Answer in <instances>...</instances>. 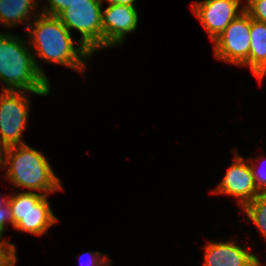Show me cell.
Returning <instances> with one entry per match:
<instances>
[{"mask_svg":"<svg viewBox=\"0 0 266 266\" xmlns=\"http://www.w3.org/2000/svg\"><path fill=\"white\" fill-rule=\"evenodd\" d=\"M34 22L26 25L29 45L38 52L37 56L45 62H54L84 74V62L92 53L83 45L73 46L71 32L63 25L57 16L38 12ZM36 48V49H35Z\"/></svg>","mask_w":266,"mask_h":266,"instance_id":"1","label":"cell"},{"mask_svg":"<svg viewBox=\"0 0 266 266\" xmlns=\"http://www.w3.org/2000/svg\"><path fill=\"white\" fill-rule=\"evenodd\" d=\"M23 40L0 33V79L6 84L2 91H28L46 96L50 93L49 79Z\"/></svg>","mask_w":266,"mask_h":266,"instance_id":"2","label":"cell"},{"mask_svg":"<svg viewBox=\"0 0 266 266\" xmlns=\"http://www.w3.org/2000/svg\"><path fill=\"white\" fill-rule=\"evenodd\" d=\"M4 169L7 170L6 177L17 189L25 187L43 195L62 189L47 158L27 144L6 148Z\"/></svg>","mask_w":266,"mask_h":266,"instance_id":"3","label":"cell"},{"mask_svg":"<svg viewBox=\"0 0 266 266\" xmlns=\"http://www.w3.org/2000/svg\"><path fill=\"white\" fill-rule=\"evenodd\" d=\"M8 205L13 217V228L34 235L44 234L58 218L53 214L47 195L33 191L9 196Z\"/></svg>","mask_w":266,"mask_h":266,"instance_id":"4","label":"cell"},{"mask_svg":"<svg viewBox=\"0 0 266 266\" xmlns=\"http://www.w3.org/2000/svg\"><path fill=\"white\" fill-rule=\"evenodd\" d=\"M102 3L76 1L57 16L70 32L78 30L82 35L78 43L92 54L102 48Z\"/></svg>","mask_w":266,"mask_h":266,"instance_id":"5","label":"cell"},{"mask_svg":"<svg viewBox=\"0 0 266 266\" xmlns=\"http://www.w3.org/2000/svg\"><path fill=\"white\" fill-rule=\"evenodd\" d=\"M24 91L0 93V143L5 147L26 144L23 130L29 116L30 100Z\"/></svg>","mask_w":266,"mask_h":266,"instance_id":"6","label":"cell"},{"mask_svg":"<svg viewBox=\"0 0 266 266\" xmlns=\"http://www.w3.org/2000/svg\"><path fill=\"white\" fill-rule=\"evenodd\" d=\"M251 18L243 10L214 42V55L230 64L249 66Z\"/></svg>","mask_w":266,"mask_h":266,"instance_id":"7","label":"cell"},{"mask_svg":"<svg viewBox=\"0 0 266 266\" xmlns=\"http://www.w3.org/2000/svg\"><path fill=\"white\" fill-rule=\"evenodd\" d=\"M233 161L220 184L211 193L234 196L243 208L261 192L255 184L250 163H246L247 161L236 153Z\"/></svg>","mask_w":266,"mask_h":266,"instance_id":"8","label":"cell"},{"mask_svg":"<svg viewBox=\"0 0 266 266\" xmlns=\"http://www.w3.org/2000/svg\"><path fill=\"white\" fill-rule=\"evenodd\" d=\"M242 0H203L192 4V10L215 41L224 29L244 10H239ZM240 12H239V11ZM239 12V13H238Z\"/></svg>","mask_w":266,"mask_h":266,"instance_id":"9","label":"cell"},{"mask_svg":"<svg viewBox=\"0 0 266 266\" xmlns=\"http://www.w3.org/2000/svg\"><path fill=\"white\" fill-rule=\"evenodd\" d=\"M137 25L136 7L108 4L102 10V49L120 45L126 35L136 30Z\"/></svg>","mask_w":266,"mask_h":266,"instance_id":"10","label":"cell"},{"mask_svg":"<svg viewBox=\"0 0 266 266\" xmlns=\"http://www.w3.org/2000/svg\"><path fill=\"white\" fill-rule=\"evenodd\" d=\"M203 266H252L254 254L234 241H210L204 248ZM249 250V251H248Z\"/></svg>","mask_w":266,"mask_h":266,"instance_id":"11","label":"cell"},{"mask_svg":"<svg viewBox=\"0 0 266 266\" xmlns=\"http://www.w3.org/2000/svg\"><path fill=\"white\" fill-rule=\"evenodd\" d=\"M249 67L260 81L266 75V23L251 18Z\"/></svg>","mask_w":266,"mask_h":266,"instance_id":"12","label":"cell"},{"mask_svg":"<svg viewBox=\"0 0 266 266\" xmlns=\"http://www.w3.org/2000/svg\"><path fill=\"white\" fill-rule=\"evenodd\" d=\"M35 7L36 0H0V23L7 28L21 24L22 21L24 23L25 20L30 24L29 17L37 16L35 12H32Z\"/></svg>","mask_w":266,"mask_h":266,"instance_id":"13","label":"cell"},{"mask_svg":"<svg viewBox=\"0 0 266 266\" xmlns=\"http://www.w3.org/2000/svg\"><path fill=\"white\" fill-rule=\"evenodd\" d=\"M243 209L266 239V194L260 193L255 199L247 203Z\"/></svg>","mask_w":266,"mask_h":266,"instance_id":"14","label":"cell"},{"mask_svg":"<svg viewBox=\"0 0 266 266\" xmlns=\"http://www.w3.org/2000/svg\"><path fill=\"white\" fill-rule=\"evenodd\" d=\"M244 10L250 18L266 23V0H247Z\"/></svg>","mask_w":266,"mask_h":266,"instance_id":"15","label":"cell"},{"mask_svg":"<svg viewBox=\"0 0 266 266\" xmlns=\"http://www.w3.org/2000/svg\"><path fill=\"white\" fill-rule=\"evenodd\" d=\"M49 5L43 6L39 12L45 15L58 16L62 11L76 1H102V0H47ZM49 6V7H48Z\"/></svg>","mask_w":266,"mask_h":266,"instance_id":"16","label":"cell"},{"mask_svg":"<svg viewBox=\"0 0 266 266\" xmlns=\"http://www.w3.org/2000/svg\"><path fill=\"white\" fill-rule=\"evenodd\" d=\"M16 261V247L9 242L0 241V266H15Z\"/></svg>","mask_w":266,"mask_h":266,"instance_id":"17","label":"cell"},{"mask_svg":"<svg viewBox=\"0 0 266 266\" xmlns=\"http://www.w3.org/2000/svg\"><path fill=\"white\" fill-rule=\"evenodd\" d=\"M9 196L1 199L0 197V241L2 239V234L5 230L6 223H10L13 226V217L11 213V209L8 205Z\"/></svg>","mask_w":266,"mask_h":266,"instance_id":"18","label":"cell"},{"mask_svg":"<svg viewBox=\"0 0 266 266\" xmlns=\"http://www.w3.org/2000/svg\"><path fill=\"white\" fill-rule=\"evenodd\" d=\"M87 255H89L88 261H89V265H85V266H111L113 263L109 260V256L106 254L105 256L100 253L99 251L97 252H87ZM102 254V255H101ZM83 256V255H82ZM80 256V257H82ZM108 258V259H107ZM81 260V258H79ZM108 260V261H107ZM110 262V263H109ZM104 264V265H103ZM84 266V264H82Z\"/></svg>","mask_w":266,"mask_h":266,"instance_id":"19","label":"cell"},{"mask_svg":"<svg viewBox=\"0 0 266 266\" xmlns=\"http://www.w3.org/2000/svg\"><path fill=\"white\" fill-rule=\"evenodd\" d=\"M250 166H251L254 180H255V184H256L258 190L261 193H264L266 191V170L263 169L262 172L257 170L258 168H257L256 164L250 163Z\"/></svg>","mask_w":266,"mask_h":266,"instance_id":"20","label":"cell"},{"mask_svg":"<svg viewBox=\"0 0 266 266\" xmlns=\"http://www.w3.org/2000/svg\"><path fill=\"white\" fill-rule=\"evenodd\" d=\"M105 1V0H102ZM136 0H106L108 4H118V5H127L131 7H136L134 4Z\"/></svg>","mask_w":266,"mask_h":266,"instance_id":"21","label":"cell"},{"mask_svg":"<svg viewBox=\"0 0 266 266\" xmlns=\"http://www.w3.org/2000/svg\"><path fill=\"white\" fill-rule=\"evenodd\" d=\"M5 150L6 148L0 143V168H4Z\"/></svg>","mask_w":266,"mask_h":266,"instance_id":"22","label":"cell"},{"mask_svg":"<svg viewBox=\"0 0 266 266\" xmlns=\"http://www.w3.org/2000/svg\"><path fill=\"white\" fill-rule=\"evenodd\" d=\"M261 265H262L261 262L259 261V259L255 255L254 259H253V265L252 266H261Z\"/></svg>","mask_w":266,"mask_h":266,"instance_id":"23","label":"cell"}]
</instances>
